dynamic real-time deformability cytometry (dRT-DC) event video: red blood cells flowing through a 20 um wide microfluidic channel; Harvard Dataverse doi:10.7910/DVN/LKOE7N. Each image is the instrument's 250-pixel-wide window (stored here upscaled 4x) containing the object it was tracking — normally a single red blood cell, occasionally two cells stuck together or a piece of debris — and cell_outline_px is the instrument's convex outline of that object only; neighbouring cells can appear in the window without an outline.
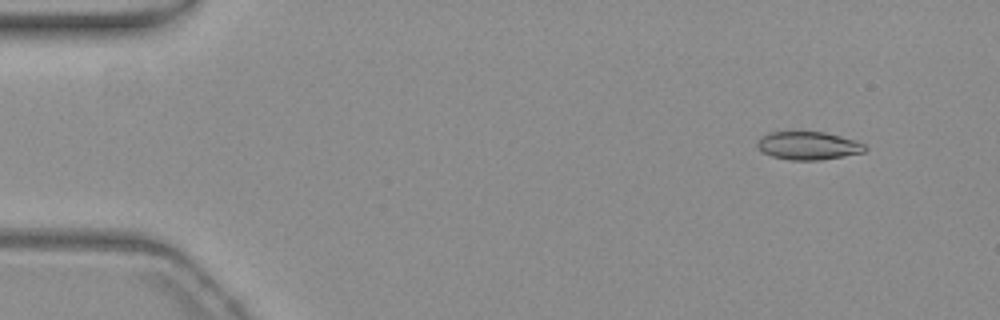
{"species": "common noctule bat (a hibernating species)", "species_latin": "Nyctalus noctula", "temperature_condition": "warm", "stored_images_in_passage": 54, "camera_frame_rate_fps": 3000, "um_per_image_px": 0.085, "animal": {"sex": "female", "body_mass_g": 19.3, "forearm_length_mm": 54.1}, "frame": {"image": 1, "passage_image": 4, "time_ms": 1.0, "image_size_px": [1000, 320], "cell_outline_px": [[868, 148], [864, 152], [844, 156], [820, 160], [788, 160], [772, 156], [764, 152], [756, 144], [760, 136], [768, 132], [824, 132], [856, 140], [864, 144]], "centroid_in_image_um": [68.71, 12.38], "position_along_channel_um": 16.3, "area_um2": 17.63}}
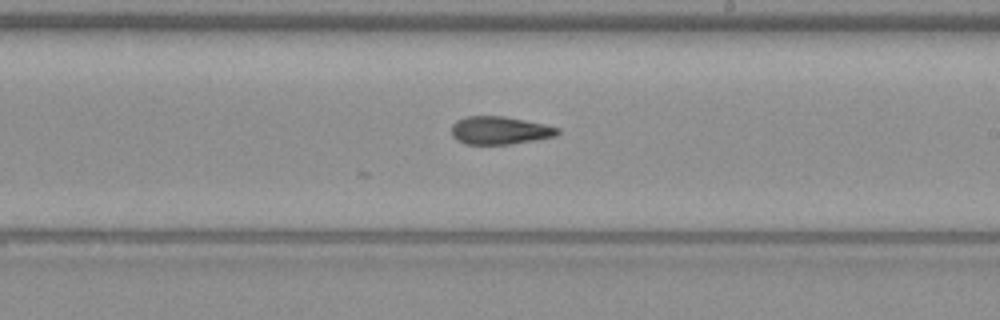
{"frame": {"image": 2, "passage_image": 31, "time_ms": 10.0, "image_size_px": [1000, 320], "cell_outline_px": [[560, 132], [556, 136], [536, 140], [508, 144], [464, 144], [456, 140], [452, 136], [452, 124], [456, 120], [464, 116], [504, 116], [544, 124], [560, 128]], "centroid_in_image_um": [42.46, 11.08], "position_along_channel_um": 246.5, "area_um2": 17.4}}
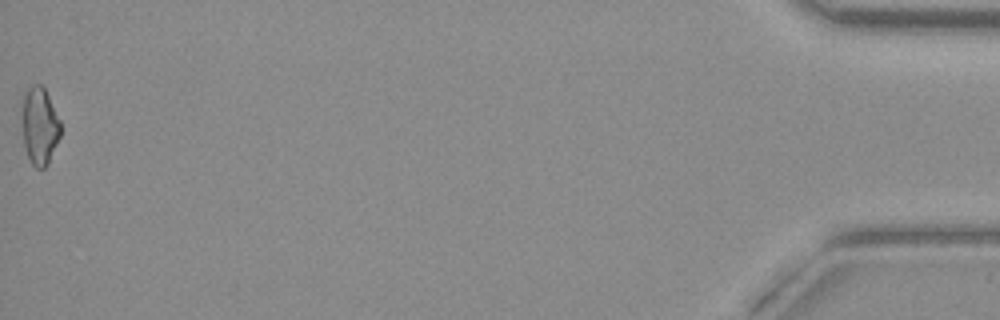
{"frame": {"image": 3, "passage_image": 54, "time_ms": 17.667, "image_size_px": [1000, 320], "cell_outline_px": [[60, 136], [48, 164], [44, 168], [36, 168], [32, 164], [28, 156], [24, 144], [24, 92], [32, 84], [40, 84], [44, 88], [60, 120]], "centroid_in_image_um": [3.4, 10.72], "position_along_channel_um": 431.8, "area_um2": 16.82}, "authors_computed_cell_mechanics": {"area_um2": 17.5423, "velocity_mm_per_s": 3.7757, "shape_relaxation_time_tau1_ms": null, "shape_relaxation_time_tau2_ms": 4.8116, "deformation_change_tau1": null, "deformation_change_tau2": 0.1209}}